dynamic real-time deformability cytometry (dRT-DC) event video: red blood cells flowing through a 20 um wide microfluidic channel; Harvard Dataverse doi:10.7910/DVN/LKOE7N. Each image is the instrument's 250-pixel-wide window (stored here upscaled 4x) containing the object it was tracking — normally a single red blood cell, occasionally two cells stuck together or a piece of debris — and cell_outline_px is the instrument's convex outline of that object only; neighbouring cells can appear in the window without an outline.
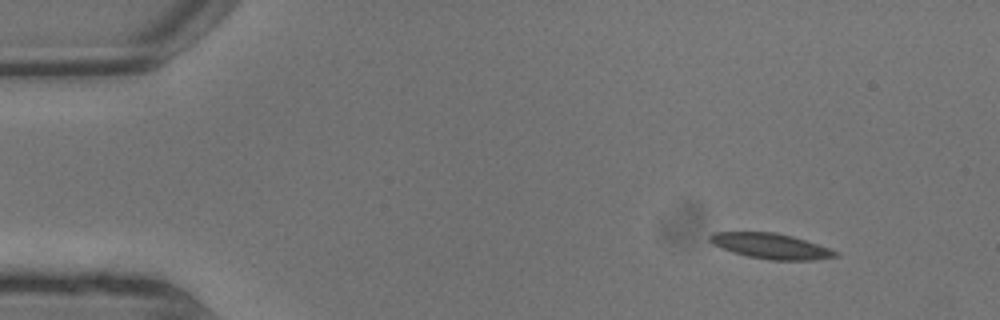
{"species": "common noctule bat (a hibernating species)", "species_latin": "Nyctalus noctula", "temperature_condition": "warm", "stored_images_in_passage": 8, "camera_frame_rate_fps": 3000, "um_per_image_px": 0.085, "animal": {"sex": "male", "body_mass_g": 13.3}, "frame": {"image": 1, "passage_image": 1, "time_ms": 0.0, "image_size_px": [1000, 320], "cell_outline_px": [[840, 256], [812, 260], [768, 260], [748, 256], [732, 252], [712, 244], [708, 240], [708, 236], [712, 232], [776, 232], [792, 236], [828, 248], [836, 252]], "centroid_in_image_um": [65.46, 20.91], "position_along_channel_um": 19.5, "area_um2": 18.5}}
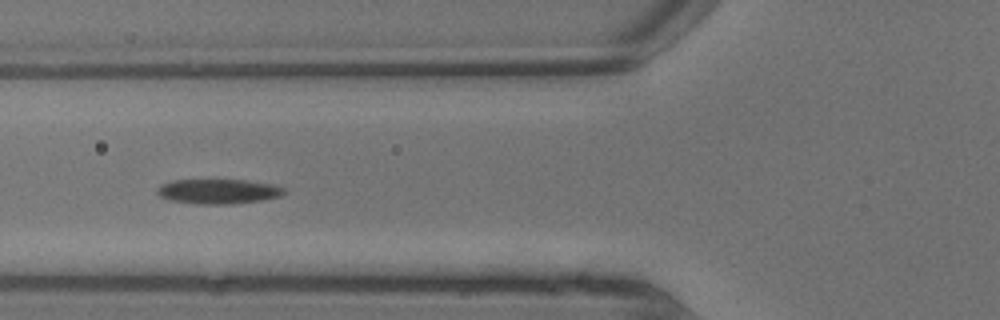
{"frame": {"image": 2, "passage_image": 6, "time_ms": 1.667, "image_size_px": [1000, 320], "cell_outline_px": [[288, 192], [280, 196], [260, 200], [232, 204], [196, 204], [168, 200], [160, 196], [156, 192], [156, 188], [160, 184], [172, 180], [244, 180], [272, 184], [284, 188]], "centroid_in_image_um": [18.52, 16.27], "position_along_channel_um": 107.3, "area_um2": 18.44}}
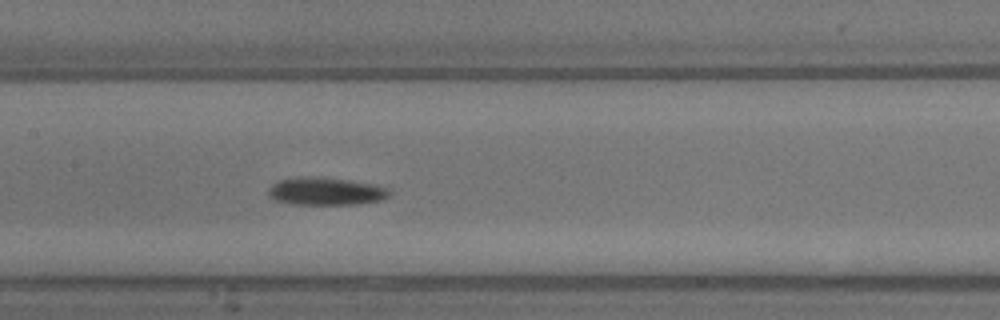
{"frame": {"image": 3, "passage_image": 8, "time_ms": 2.333, "image_size_px": [1000, 320], "cell_outline_px": [[392, 192], [388, 196], [380, 200], [360, 204], [292, 204], [276, 200], [268, 196], [268, 192], [272, 184], [280, 180], [304, 176], [324, 176], [372, 184], [388, 188]], "centroid_in_image_um": [27.7, 16.25], "position_along_channel_um": 179.7, "area_um2": 19.59}}